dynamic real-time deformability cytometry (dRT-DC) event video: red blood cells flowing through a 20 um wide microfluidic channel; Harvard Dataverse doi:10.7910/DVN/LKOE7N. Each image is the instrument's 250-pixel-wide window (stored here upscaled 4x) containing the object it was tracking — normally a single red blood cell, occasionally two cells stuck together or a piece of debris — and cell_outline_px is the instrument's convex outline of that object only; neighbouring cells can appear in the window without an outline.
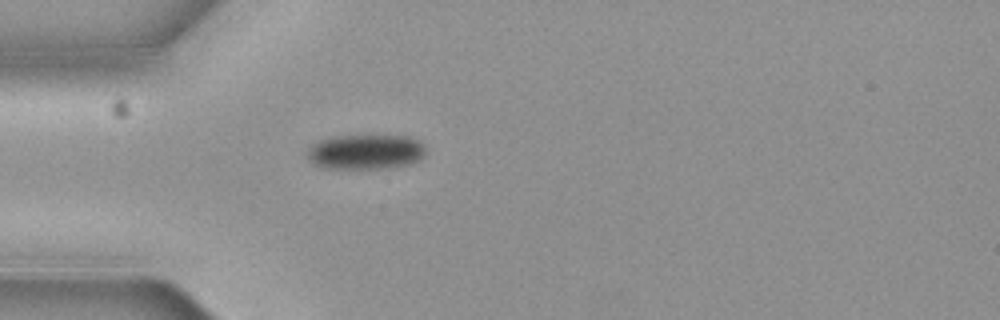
{"species": "common noctule bat (a hibernating species)", "species_latin": "Nyctalus noctula", "temperature_condition": "cold", "stored_images_in_passage": 1, "camera_frame_rate_fps": 3000, "um_per_image_px": 0.085, "animal": {"sex": "female", "body_mass_g": 19.3, "forearm_length_mm": 54.1}, "frame": {"image": 1, "passage_image": 1, "time_ms": 0.0, "image_size_px": [1000, 320], "cell_outline_px": [[424, 156], [420, 160], [396, 168], [328, 168], [316, 164], [308, 156], [308, 148], [312, 144], [320, 140], [332, 136], [408, 136], [420, 140], [424, 148]], "centroid_in_image_um": [31.13, 12.9], "position_along_channel_um": 53.9, "area_um2": 23.99}}